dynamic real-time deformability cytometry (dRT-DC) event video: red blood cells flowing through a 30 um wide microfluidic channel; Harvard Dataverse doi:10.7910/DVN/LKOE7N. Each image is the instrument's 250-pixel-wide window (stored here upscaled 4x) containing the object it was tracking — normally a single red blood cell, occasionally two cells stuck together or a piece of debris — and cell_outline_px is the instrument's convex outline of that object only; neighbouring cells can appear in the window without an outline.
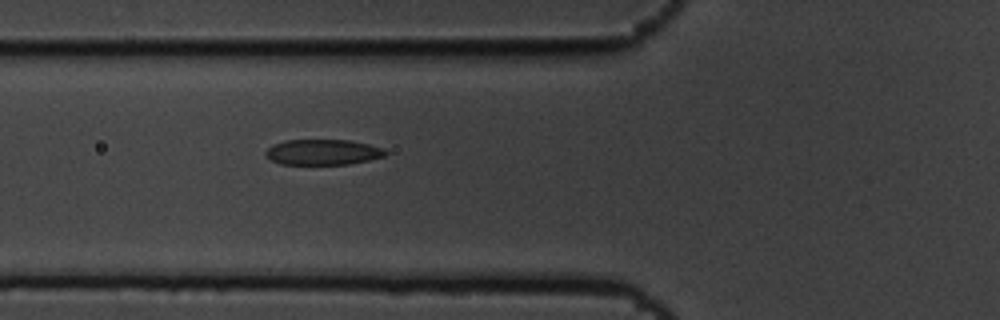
{"species": "common noctule bat (a hibernating species)", "species_latin": "Nyctalus noctula", "temperature_condition": "cold", "stored_images_in_passage": 5, "camera_frame_rate_fps": 3000, "um_per_image_px": 0.085, "animal": {"sex": "male", "body_mass_g": 19.5, "forearm_length_mm": 54.6}, "frame": {"image": 1, "passage_image": 5, "time_ms": 1.333, "image_size_px": [1000, 320], "cell_outline_px": [[388, 152], [384, 156], [368, 160], [348, 164], [280, 164], [272, 160], [264, 152], [272, 144], [284, 140], [352, 140], [384, 148]], "centroid_in_image_um": [27.45, 12.92], "position_along_channel_um": 98.4, "area_um2": 17.8}}